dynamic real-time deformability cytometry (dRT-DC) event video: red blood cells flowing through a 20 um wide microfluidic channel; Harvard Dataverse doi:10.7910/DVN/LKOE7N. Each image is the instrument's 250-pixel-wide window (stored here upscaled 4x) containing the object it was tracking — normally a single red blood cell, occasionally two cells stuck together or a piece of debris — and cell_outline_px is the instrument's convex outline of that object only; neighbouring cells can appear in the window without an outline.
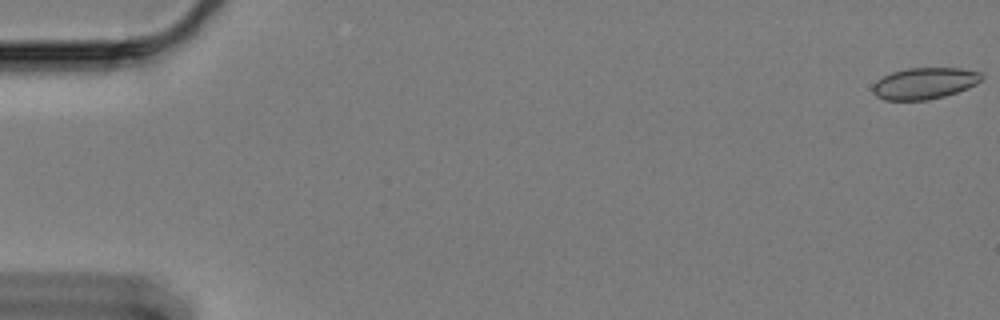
{"species": "Egyptian fruit bat (a non-hibernating species)", "species_latin": "Rousettus aegyptiacus", "temperature_condition": "cold", "stored_images_in_passage": 61, "camera_frame_rate_fps": 3000, "um_per_image_px": 0.085, "animal": {"sex": "female"}, "frame": {"image": 1, "passage_image": 1, "time_ms": 0.0, "image_size_px": [1000, 320], "cell_outline_px": [[984, 80], [968, 88], [944, 96], [928, 100], [884, 100], [876, 96], [872, 92], [872, 84], [876, 80], [892, 72], [908, 68], [960, 68], [980, 72], [984, 76]], "centroid_in_image_um": [78.58, 7.08], "position_along_channel_um": 6.4, "area_um2": 20.11}}
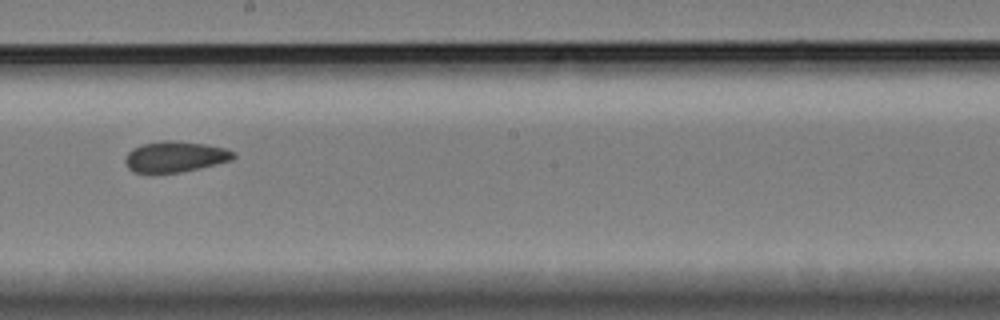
{"frame": {"image": 2, "passage_image": 35, "time_ms": 11.333, "image_size_px": [1000, 320], "cell_outline_px": [[236, 156], [232, 160], [216, 164], [180, 172], [152, 176], [132, 172], [128, 168], [124, 160], [128, 152], [132, 148], [140, 144], [164, 140], [172, 140], [204, 144], [224, 148], [236, 152]], "centroid_in_image_um": [14.81, 13.35], "position_along_channel_um": 233.4, "area_um2": 20.06}}
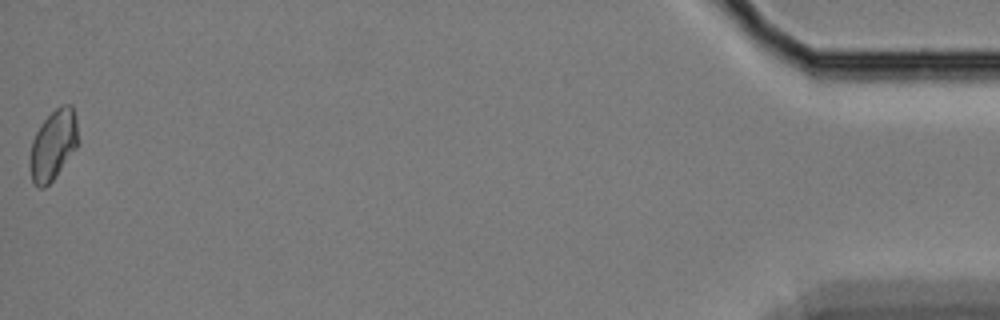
{"frame": {"image": 3, "passage_image": 61, "time_ms": 20.0, "image_size_px": [1000, 320], "cell_outline_px": [[76, 148], [56, 176], [44, 188], [40, 188], [32, 180], [28, 164], [28, 160], [32, 140], [40, 124], [60, 104], [72, 104], [76, 116]], "centroid_in_image_um": [4.48, 12.32], "position_along_channel_um": 430.7, "area_um2": 19.59}, "authors_computed_cell_mechanics": {"area_um2": 19.652, "velocity_mm_per_s": 3.3263, "shape_relaxation_time_tau1_ms": 8.9869, "shape_relaxation_time_tau2_ms": 2.8649, "deformation_change_tau1": 0.0846, "deformation_change_tau2": 0.0604}}